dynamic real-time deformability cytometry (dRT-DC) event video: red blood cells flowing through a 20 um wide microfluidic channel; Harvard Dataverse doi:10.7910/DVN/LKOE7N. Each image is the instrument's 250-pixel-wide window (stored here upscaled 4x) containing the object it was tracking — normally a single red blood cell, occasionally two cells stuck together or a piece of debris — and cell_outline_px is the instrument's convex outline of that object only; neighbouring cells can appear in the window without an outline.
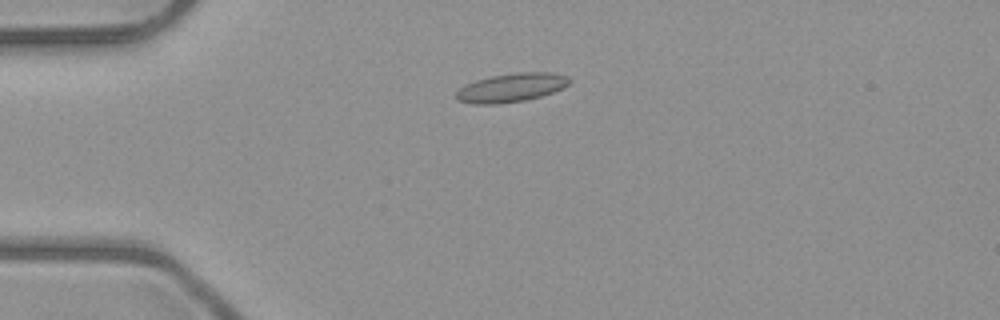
{"species": "common noctule bat (a hibernating species)", "species_latin": "Nyctalus noctula", "temperature_condition": "room temperature", "stored_images_in_passage": 6, "camera_frame_rate_fps": 3000, "um_per_image_px": 0.085, "animal": {"sex": "male", "body_mass_g": 23.1, "forearm_length_mm": 52.7}, "frame": {"image": 1, "passage_image": 1, "time_ms": 0.0, "image_size_px": [1000, 320], "cell_outline_px": [[572, 80], [568, 84], [552, 92], [540, 96], [524, 100], [496, 104], [476, 104], [460, 100], [456, 96], [456, 92], [464, 84], [476, 80], [492, 76], [516, 72], [552, 72], [568, 76]], "centroid_in_image_um": [43.47, 7.43], "position_along_channel_um": 41.5, "area_um2": 18.73}}
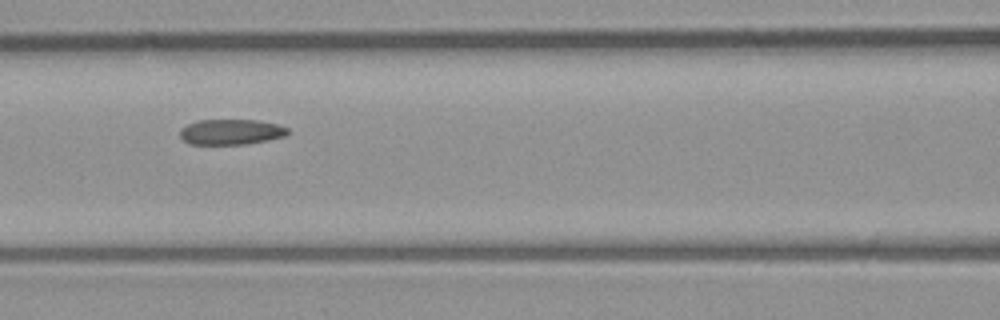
{"frame": {"image": 2, "passage_image": 4, "time_ms": 3.333, "image_size_px": [1000, 320], "cell_outline_px": [[288, 132], [284, 136], [268, 140], [244, 144], [188, 144], [180, 136], [180, 128], [196, 120], [256, 120], [276, 124], [288, 128]], "centroid_in_image_um": [19.6, 11.21], "position_along_channel_um": 147.0, "area_um2": 15.9}}
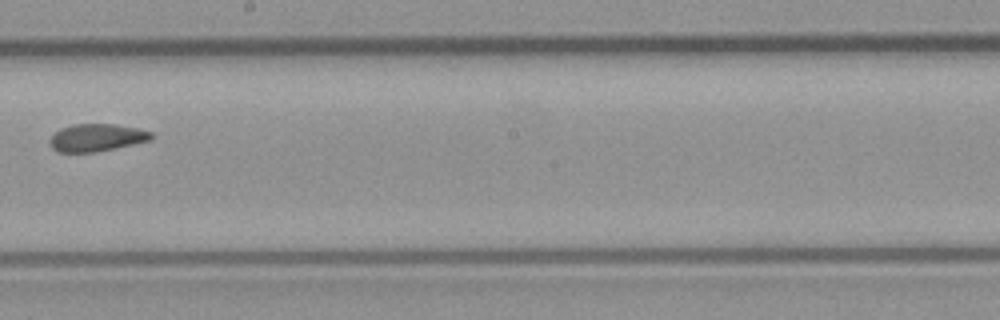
{"frame": {"image": 3, "passage_image": 6, "time_ms": 5.667, "image_size_px": [1000, 320], "cell_outline_px": [[156, 136], [152, 140], [96, 152], [60, 152], [52, 148], [48, 140], [60, 128], [72, 124], [112, 124], [136, 128], [152, 132]], "centroid_in_image_um": [8.23, 11.69], "position_along_channel_um": 240.0, "area_um2": 16.3}}